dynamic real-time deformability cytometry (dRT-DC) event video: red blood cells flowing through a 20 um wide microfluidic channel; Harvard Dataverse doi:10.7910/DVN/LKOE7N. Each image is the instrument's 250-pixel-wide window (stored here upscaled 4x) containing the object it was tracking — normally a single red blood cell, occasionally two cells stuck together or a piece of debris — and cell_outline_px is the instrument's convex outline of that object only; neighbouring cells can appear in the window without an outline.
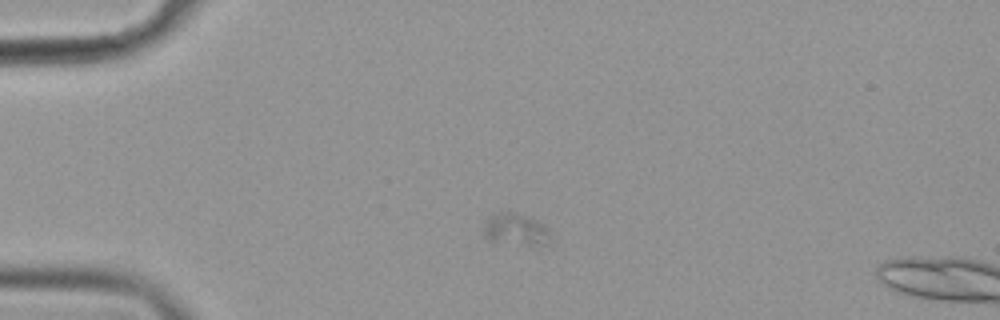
{"species": "common noctule bat (a hibernating species)", "species_latin": "Nyctalus noctula", "temperature_condition": "cold", "stored_images_in_passage": 5, "camera_frame_rate_fps": 3000, "um_per_image_px": 0.085, "animal": {"sex": "female", "body_mass_g": 19.9}, "frame": {"image": 1, "passage_image": 2, "time_ms": 0.333, "image_size_px": [1000, 320], "cell_outline_px": [[552, 236], [548, 244], [544, 248], [492, 244], [484, 236], [484, 224], [492, 212], [512, 212], [536, 220], [544, 224], [548, 228]], "centroid_in_image_um": [43.86, 19.61], "position_along_channel_um": 41.1, "area_um2": 13.58}}